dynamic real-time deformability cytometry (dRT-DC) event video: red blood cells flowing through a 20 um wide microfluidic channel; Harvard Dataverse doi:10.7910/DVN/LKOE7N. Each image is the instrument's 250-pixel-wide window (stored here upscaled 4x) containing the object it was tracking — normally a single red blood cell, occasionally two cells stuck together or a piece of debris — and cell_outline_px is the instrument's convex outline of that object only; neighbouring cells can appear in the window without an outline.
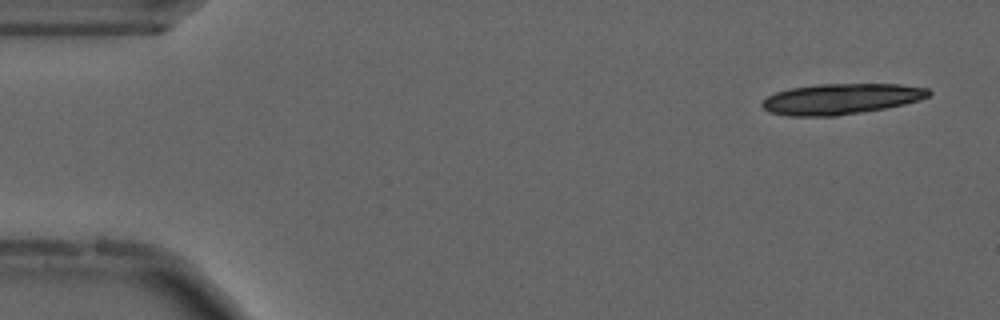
{"species": "common noctule bat (a hibernating species)", "species_latin": "Nyctalus noctula", "temperature_condition": "cold", "stored_images_in_passage": 15, "camera_frame_rate_fps": 3000, "um_per_image_px": 0.085, "animal": {"sex": "male", "forearm_length_mm": 52.5}, "frame": {"image": 1, "passage_image": 1, "time_ms": 0.0, "image_size_px": [1000, 320], "cell_outline_px": [[932, 92], [928, 96], [920, 100], [904, 104], [884, 108], [836, 116], [788, 116], [768, 112], [760, 104], [768, 96], [776, 92], [788, 88], [816, 84], [900, 84], [928, 88]], "centroid_in_image_um": [71.47, 8.4], "position_along_channel_um": 13.5, "area_um2": 29.88}}